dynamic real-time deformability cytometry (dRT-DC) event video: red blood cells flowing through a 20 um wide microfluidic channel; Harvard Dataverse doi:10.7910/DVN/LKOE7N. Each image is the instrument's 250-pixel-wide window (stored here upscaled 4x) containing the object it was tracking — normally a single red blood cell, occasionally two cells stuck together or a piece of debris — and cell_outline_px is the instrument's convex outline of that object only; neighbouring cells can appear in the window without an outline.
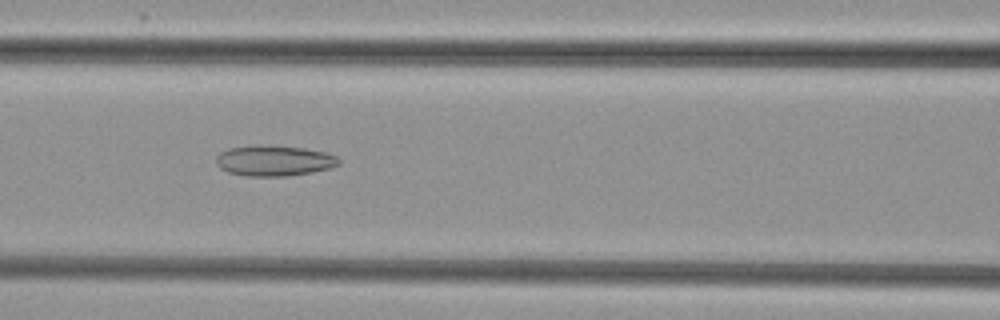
{"species": "common noctule bat (a hibernating species)", "species_latin": "Nyctalus noctula", "temperature_condition": "cold", "stored_images_in_passage": 52, "camera_frame_rate_fps": 3000, "um_per_image_px": 0.085, "animal": {"sex": "female", "body_mass_g": 29.2, "forearm_length_mm": 56.3}, "frame": {"image": 1, "passage_image": 24, "time_ms": 7.667, "image_size_px": [1000, 320], "cell_outline_px": [[340, 164], [332, 168], [312, 172], [288, 176], [244, 176], [228, 172], [220, 168], [216, 164], [216, 156], [220, 152], [228, 148], [256, 144], [304, 148], [324, 152], [336, 156], [340, 160]], "centroid_in_image_um": [23.28, 13.66], "position_along_channel_um": 143.3, "area_um2": 22.14}}
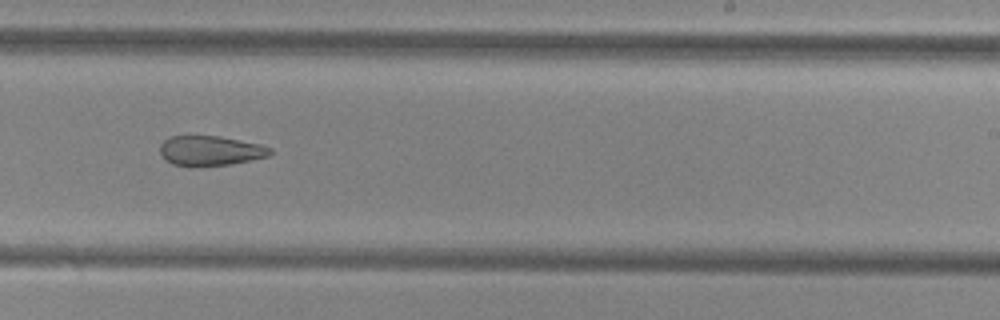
{"frame": {"image": 2, "passage_image": 34, "time_ms": 11.0, "image_size_px": [1000, 320], "cell_outline_px": [[272, 152], [268, 156], [228, 164], [192, 168], [172, 164], [160, 152], [160, 144], [164, 140], [172, 136], [220, 136], [260, 144], [272, 148]], "centroid_in_image_um": [17.86, 12.82], "position_along_channel_um": 271.1, "area_um2": 19.19}}
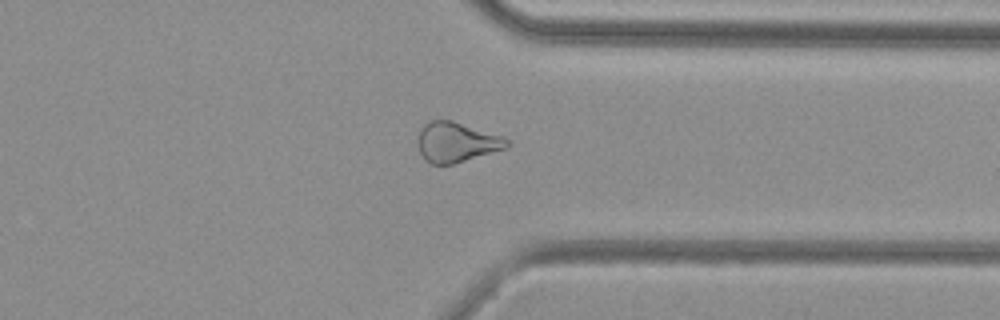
{"frame": {"image": 3, "passage_image": 42, "time_ms": 13.667, "image_size_px": [1000, 320], "cell_outline_px": [[512, 144], [508, 148], [452, 164], [432, 164], [424, 160], [420, 152], [416, 140], [424, 124], [428, 120], [452, 120], [504, 136]], "centroid_in_image_um": [38.82, 12.08], "position_along_channel_um": 372.6, "area_um2": 20.98}}